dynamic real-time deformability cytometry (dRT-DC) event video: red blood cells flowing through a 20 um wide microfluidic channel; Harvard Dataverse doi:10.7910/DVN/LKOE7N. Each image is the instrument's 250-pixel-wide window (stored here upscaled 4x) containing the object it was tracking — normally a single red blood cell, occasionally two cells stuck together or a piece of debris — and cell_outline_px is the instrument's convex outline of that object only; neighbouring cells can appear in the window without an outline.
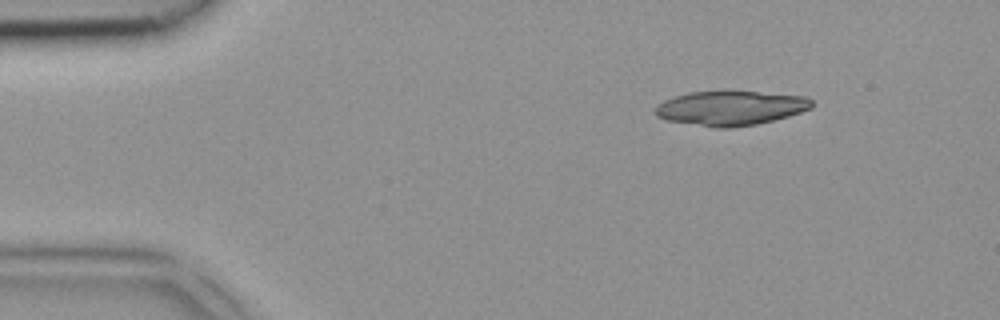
{"species": "common noctule bat (a hibernating species)", "species_latin": "Nyctalus noctula", "temperature_condition": "room temperature", "stored_images_in_passage": 3, "camera_frame_rate_fps": 3000, "um_per_image_px": 0.085, "animal": {"sex": "female", "body_mass_g": 18.4}, "frame": {"image": 1, "passage_image": 1, "time_ms": 0.0, "image_size_px": [1000, 320], "cell_outline_px": [[812, 108], [788, 116], [756, 124], [732, 128], [716, 128], [668, 120], [656, 116], [656, 104], [664, 100], [688, 92], [724, 88], [804, 96], [812, 100]], "centroid_in_image_um": [62.08, 9.14], "position_along_channel_um": 22.9, "area_um2": 32.25}}